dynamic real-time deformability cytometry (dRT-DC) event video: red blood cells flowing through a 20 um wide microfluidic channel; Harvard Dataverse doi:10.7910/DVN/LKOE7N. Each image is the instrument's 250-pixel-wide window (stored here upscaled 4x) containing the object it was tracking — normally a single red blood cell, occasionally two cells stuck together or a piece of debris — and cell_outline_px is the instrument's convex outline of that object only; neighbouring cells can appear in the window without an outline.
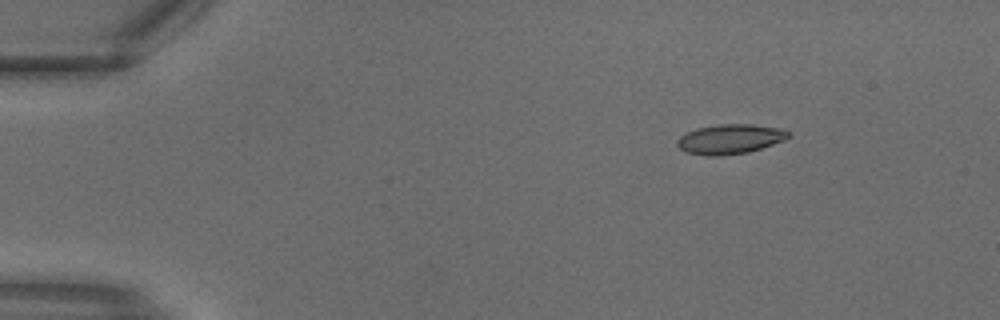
{"species": "common noctule bat (a hibernating species)", "species_latin": "Nyctalus noctula", "temperature_condition": "warm", "stored_images_in_passage": 26, "camera_frame_rate_fps": 3000, "um_per_image_px": 0.085, "animal": {"sex": "male", "body_mass_g": 18.8}, "frame": {"image": 1, "passage_image": 1, "time_ms": 0.0, "image_size_px": [1000, 320], "cell_outline_px": [[788, 136], [784, 140], [748, 152], [720, 156], [704, 156], [684, 152], [676, 144], [676, 140], [680, 136], [696, 128], [716, 124], [752, 124], [784, 128], [788, 132]], "centroid_in_image_um": [62.01, 11.82], "position_along_channel_um": 23.0, "area_um2": 19.36}}
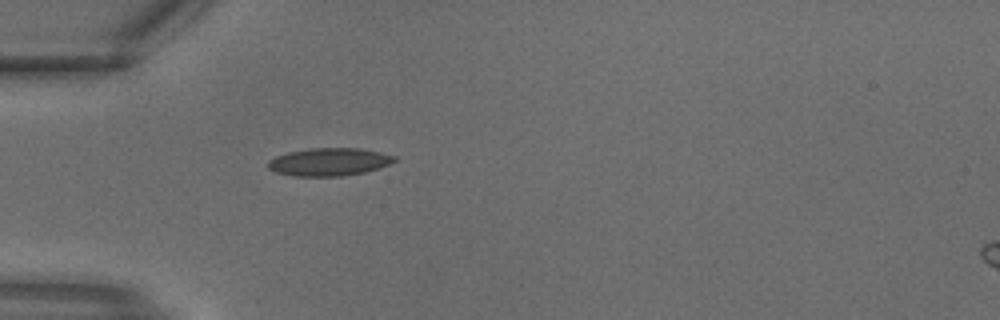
{"frame": {"image": 2, "passage_image": 6, "time_ms": 1.667, "image_size_px": [1000, 320], "cell_outline_px": [[396, 160], [380, 168], [364, 172], [344, 176], [296, 176], [276, 172], [268, 168], [268, 160], [276, 156], [288, 152], [308, 148], [360, 148], [380, 152], [396, 156]], "centroid_in_image_um": [27.98, 13.75], "position_along_channel_um": 57.0, "area_um2": 20.52}}
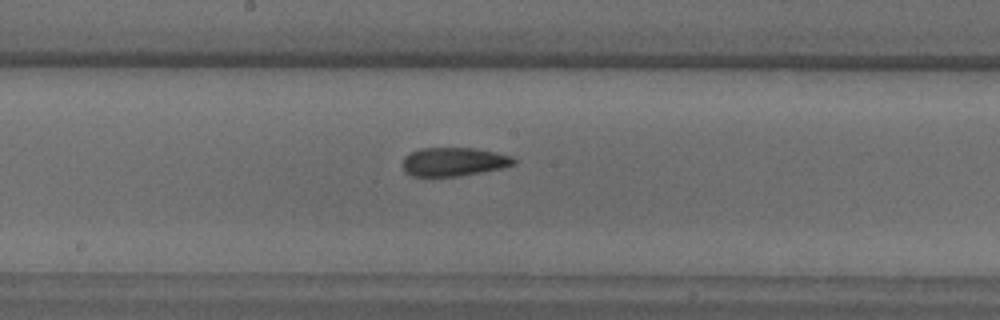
{"frame": {"image": 3, "passage_image": 13, "time_ms": 4.0, "image_size_px": [1000, 320], "cell_outline_px": [[516, 164], [500, 168], [480, 172], [456, 176], [412, 176], [404, 172], [404, 156], [420, 148], [472, 148], [496, 152], [512, 156], [516, 160]], "centroid_in_image_um": [38.57, 13.74], "position_along_channel_um": 209.6, "area_um2": 18.38}}